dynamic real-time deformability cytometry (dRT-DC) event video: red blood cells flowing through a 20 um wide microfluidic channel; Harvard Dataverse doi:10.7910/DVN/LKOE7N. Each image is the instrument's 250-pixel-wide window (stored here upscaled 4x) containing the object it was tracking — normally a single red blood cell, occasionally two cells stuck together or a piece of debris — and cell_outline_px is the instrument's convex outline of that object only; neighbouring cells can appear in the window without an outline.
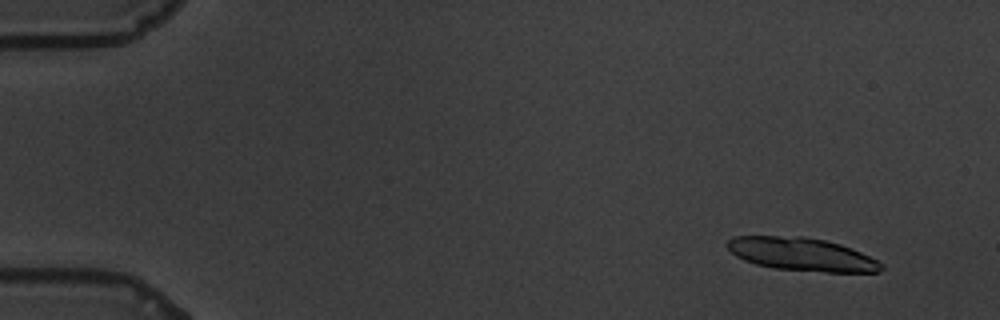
{"species": "common noctule bat (a hibernating species)", "species_latin": "Nyctalus noctula", "temperature_condition": "warm", "stored_images_in_passage": 18, "camera_frame_rate_fps": 3000, "um_per_image_px": 0.085, "animal": {"sex": "male", "body_mass_g": 19.5, "forearm_length_mm": 54.6}, "frame": {"image": 1, "passage_image": 5, "time_ms": 1.333, "image_size_px": [1000, 320], "cell_outline_px": [[884, 268], [880, 272], [824, 272], [772, 268], [756, 264], [744, 260], [736, 256], [728, 248], [728, 240], [732, 236], [804, 236], [824, 240], [840, 244], [852, 248], [884, 264]], "centroid_in_image_um": [68.16, 21.62], "position_along_channel_um": 16.8, "area_um2": 29.71}}